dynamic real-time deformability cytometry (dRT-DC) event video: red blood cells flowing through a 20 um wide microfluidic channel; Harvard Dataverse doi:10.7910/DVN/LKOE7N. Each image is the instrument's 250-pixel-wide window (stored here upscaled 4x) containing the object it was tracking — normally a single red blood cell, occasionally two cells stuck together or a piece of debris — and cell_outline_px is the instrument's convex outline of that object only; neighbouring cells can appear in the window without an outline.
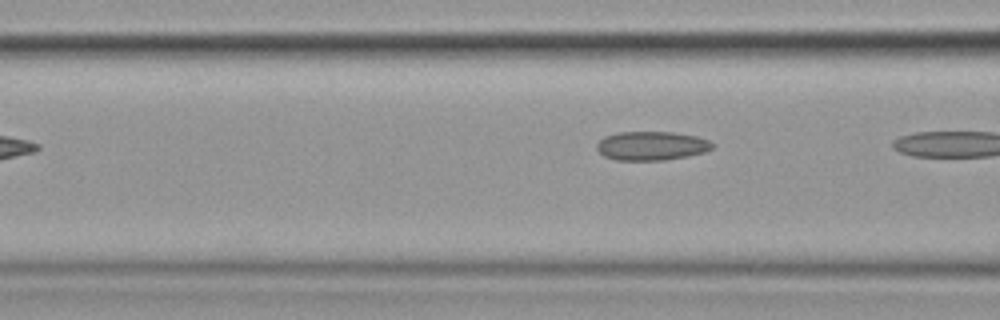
{"species": "common noctule bat (a hibernating species)", "species_latin": "Nyctalus noctula", "temperature_condition": "cold", "stored_images_in_passage": 6, "segment_of_instrument_passage": [2, 2], "camera_frame_rate_fps": 3000, "um_per_image_px": 0.085, "animal": {"sex": "female", "body_mass_g": 19.9}, "frame": {"image": 1, "passage_image": 6, "time_ms": 6.667, "image_size_px": [1000, 320], "cell_outline_px": [[716, 144], [712, 148], [704, 152], [688, 156], [664, 160], [616, 160], [604, 156], [596, 148], [596, 144], [604, 136], [620, 132], [672, 132], [696, 136], [708, 140]], "centroid_in_image_um": [55.38, 12.39], "position_along_channel_um": 111.2, "area_um2": 19.48}}